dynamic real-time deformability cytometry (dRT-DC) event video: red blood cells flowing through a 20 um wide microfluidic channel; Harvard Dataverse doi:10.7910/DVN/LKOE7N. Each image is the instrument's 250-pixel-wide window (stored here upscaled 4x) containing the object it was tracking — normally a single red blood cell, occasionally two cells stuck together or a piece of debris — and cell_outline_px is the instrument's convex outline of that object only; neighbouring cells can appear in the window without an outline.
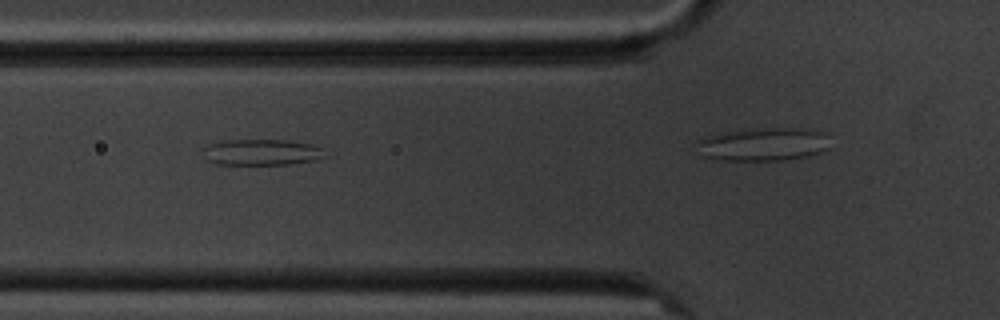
{"species": "common noctule bat (a hibernating species)", "species_latin": "Nyctalus noctula", "temperature_condition": "cold", "stored_images_in_passage": 7, "camera_frame_rate_fps": 3000, "um_per_image_px": 0.085, "animal": {"sex": "male", "body_mass_g": 20.1, "forearm_length_mm": 53.5}, "frame": {"image": 1, "passage_image": 5, "time_ms": 4.667, "image_size_px": [1000, 320], "cell_outline_px": [[324, 156], [316, 160], [288, 164], [216, 164], [208, 160], [204, 148], [208, 144], [220, 140], [288, 140], [312, 144], [320, 148]], "centroid_in_image_um": [22.22, 12.93], "position_along_channel_um": 103.6, "area_um2": 18.26}}